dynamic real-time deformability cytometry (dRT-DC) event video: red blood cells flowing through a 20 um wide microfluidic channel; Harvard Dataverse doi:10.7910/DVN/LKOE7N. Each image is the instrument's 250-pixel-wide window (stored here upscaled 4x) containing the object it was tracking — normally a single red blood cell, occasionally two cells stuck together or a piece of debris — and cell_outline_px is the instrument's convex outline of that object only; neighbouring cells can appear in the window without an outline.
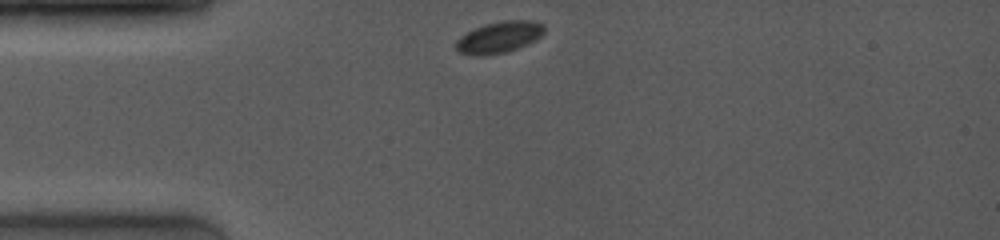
{"species": "common noctule bat (a hibernating species)", "species_latin": "Nyctalus noctula", "temperature_condition": "room temperature", "stored_images_in_passage": 46, "camera_frame_rate_fps": 4000, "um_per_image_px": 0.085, "animal": {"sex": "female", "body_mass_g": 19.0, "forearm_length_mm": 53.3}, "frame": {"image": 1, "passage_image": 1, "time_ms": 0.0, "image_size_px": [1000, 240], "cell_outline_px": [[544, 32], [536, 40], [528, 44], [508, 52], [484, 56], [476, 56], [456, 52], [456, 40], [460, 36], [484, 24], [500, 20], [532, 20], [544, 24]], "centroid_in_image_um": [42.43, 3.17], "position_along_channel_um": 42.6, "area_um2": 16.47}}
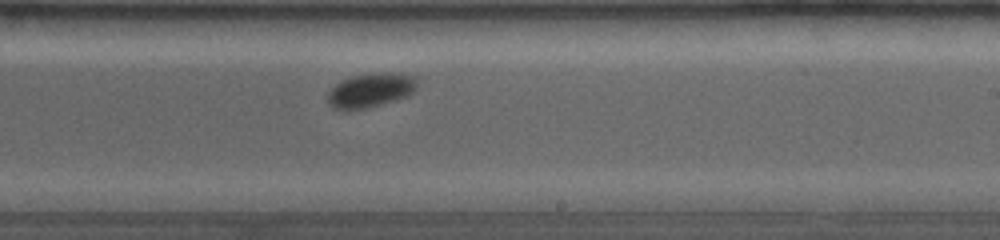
{"frame": {"image": 2, "passage_image": 32, "time_ms": 6.0, "image_size_px": [1000, 240], "cell_outline_px": [[416, 88], [408, 96], [368, 108], [348, 112], [332, 108], [328, 104], [328, 92], [340, 80], [352, 76], [372, 72], [384, 72], [412, 76], [416, 80]], "centroid_in_image_um": [31.43, 7.7], "position_along_channel_um": 257.6, "area_um2": 18.09}}
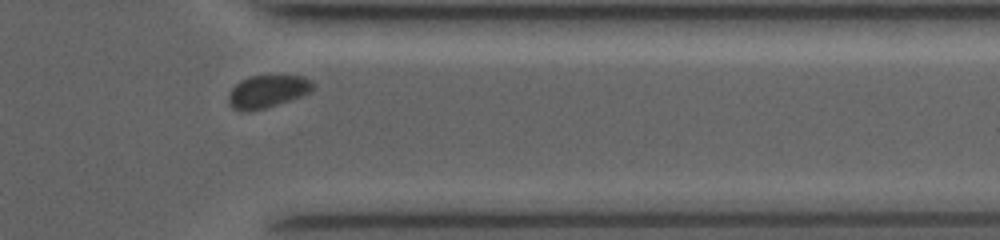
{"frame": {"image": 3, "passage_image": 43, "time_ms": 9.25, "image_size_px": [1000, 240], "cell_outline_px": [[316, 84], [312, 92], [264, 108], [248, 112], [244, 112], [232, 108], [228, 104], [228, 92], [240, 80], [248, 76], [304, 76], [312, 80]], "centroid_in_image_um": [22.72, 7.77], "position_along_channel_um": 388.7, "area_um2": 16.18}}